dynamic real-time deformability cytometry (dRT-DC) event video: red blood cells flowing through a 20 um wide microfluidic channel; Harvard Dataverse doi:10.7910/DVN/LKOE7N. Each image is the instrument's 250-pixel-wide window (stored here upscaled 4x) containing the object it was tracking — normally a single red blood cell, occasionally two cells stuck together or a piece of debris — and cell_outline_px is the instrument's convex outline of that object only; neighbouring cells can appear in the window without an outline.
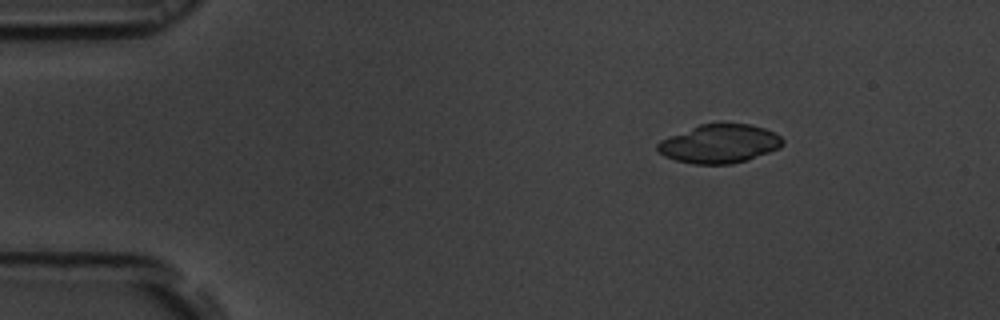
{"species": "common noctule bat (a hibernating species)", "species_latin": "Nyctalus noctula", "temperature_condition": "room temperature", "stored_images_in_passage": 54, "camera_frame_rate_fps": 3000, "um_per_image_px": 0.085, "animal": {"sex": "male", "body_mass_g": 19.5, "forearm_length_mm": 54.6}, "frame": {"image": 1, "passage_image": 6, "time_ms": 1.667, "image_size_px": [1000, 320], "cell_outline_px": [[784, 144], [780, 148], [748, 160], [732, 164], [692, 164], [676, 160], [664, 156], [656, 148], [656, 144], [660, 140], [668, 136], [700, 124], [748, 124], [764, 128], [780, 136], [784, 140]], "centroid_in_image_um": [61.15, 12.23], "position_along_channel_um": 23.9, "area_um2": 28.21}}